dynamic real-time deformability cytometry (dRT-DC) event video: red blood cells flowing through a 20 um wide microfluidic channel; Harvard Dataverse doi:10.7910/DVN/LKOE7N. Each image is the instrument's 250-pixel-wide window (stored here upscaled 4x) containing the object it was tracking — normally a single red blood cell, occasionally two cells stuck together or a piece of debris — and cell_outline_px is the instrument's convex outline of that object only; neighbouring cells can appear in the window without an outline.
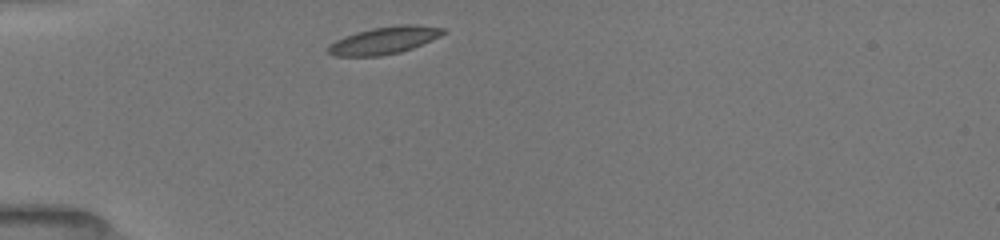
{"species": "common noctule bat (a hibernating species)", "species_latin": "Nyctalus noctula", "temperature_condition": "room temperature", "stored_images_in_passage": 36, "camera_frame_rate_fps": 3000, "um_per_image_px": 0.085, "animal": {"sex": "female", "body_mass_g": 19.5, "forearm_length_mm": 54.1}, "frame": {"image": 1, "passage_image": 1, "time_ms": 0.0, "image_size_px": [1000, 240], "cell_outline_px": [[444, 32], [440, 36], [412, 48], [400, 52], [380, 56], [332, 56], [328, 52], [328, 48], [336, 40], [344, 36], [356, 32], [372, 28], [400, 24], [416, 24], [444, 28]], "centroid_in_image_um": [32.65, 3.42], "position_along_channel_um": 52.4, "area_um2": 18.15}}
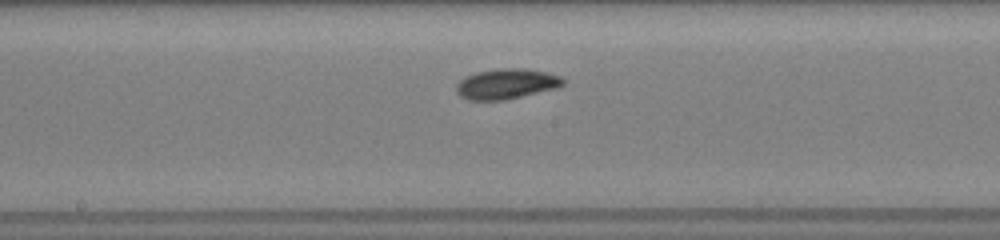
{"frame": {"image": 2, "passage_image": 14, "time_ms": 4.333, "image_size_px": [1000, 240], "cell_outline_px": [[568, 80], [564, 84], [556, 88], [504, 100], [468, 100], [460, 96], [456, 92], [456, 84], [464, 76], [476, 72], [500, 68], [524, 68], [544, 72], [560, 76]], "centroid_in_image_um": [43.03, 7.12], "position_along_channel_um": 205.2, "area_um2": 18.9}}
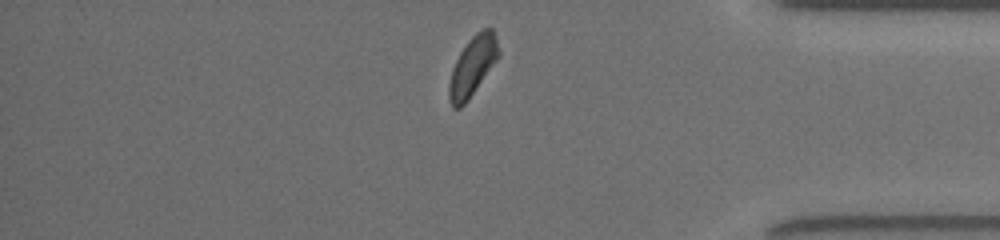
{"frame": {"image": 3, "passage_image": 30, "time_ms": 9.667, "image_size_px": [1000, 240], "cell_outline_px": [[500, 52], [496, 60], [468, 100], [460, 108], [452, 108], [448, 100], [448, 84], [452, 68], [460, 52], [468, 40], [476, 32], [484, 28], [492, 28], [496, 36]], "centroid_in_image_um": [40.14, 5.63], "position_along_channel_um": 395.1, "area_um2": 17.11}, "authors_computed_cell_mechanics": {"area_um2": 17.918, "velocity_mm_per_s": 3.9374, "shape_relaxation_time_tau1_ms": 2.027, "shape_relaxation_time_tau2_ms": 3.4317, "deformation_change_tau1": 0.1042, "deformation_change_tau2": 0.0813}}